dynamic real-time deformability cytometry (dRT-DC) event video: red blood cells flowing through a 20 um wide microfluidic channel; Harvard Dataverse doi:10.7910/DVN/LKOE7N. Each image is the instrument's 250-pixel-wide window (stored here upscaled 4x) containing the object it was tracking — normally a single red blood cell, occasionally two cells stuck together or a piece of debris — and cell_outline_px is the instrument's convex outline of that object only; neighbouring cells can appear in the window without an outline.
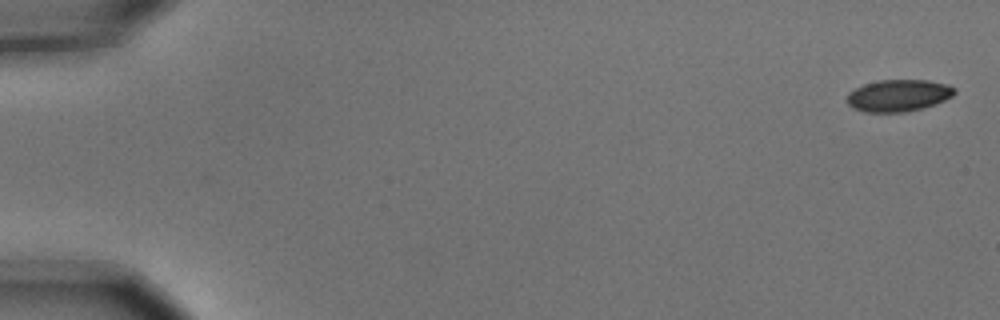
{"species": "common noctule bat (a hibernating species)", "species_latin": "Nyctalus noctula", "temperature_condition": "cold", "stored_images_in_passage": 5, "camera_frame_rate_fps": 3000, "um_per_image_px": 0.085, "animal": {"sex": "male", "body_mass_g": 15.6}, "frame": {"image": 1, "passage_image": 1, "time_ms": 0.0, "image_size_px": [1000, 320], "cell_outline_px": [[956, 92], [952, 96], [936, 104], [924, 108], [904, 112], [864, 112], [852, 108], [848, 104], [848, 92], [864, 84], [880, 80], [928, 80], [948, 84], [956, 88]], "centroid_in_image_um": [76.39, 8.12], "position_along_channel_um": 8.6, "area_um2": 20.11}}
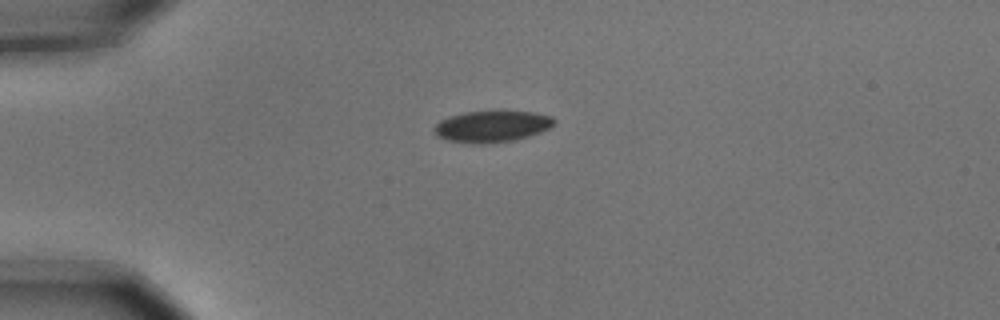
{"frame": {"image": 2, "passage_image": 4, "time_ms": 1.0, "image_size_px": [1000, 320], "cell_outline_px": [[556, 124], [540, 132], [528, 136], [512, 140], [484, 144], [472, 144], [448, 140], [436, 136], [436, 124], [440, 120], [464, 112], [496, 108], [504, 108], [532, 112], [552, 116], [556, 120]], "centroid_in_image_um": [41.86, 10.69], "position_along_channel_um": 43.1, "area_um2": 22.72}}